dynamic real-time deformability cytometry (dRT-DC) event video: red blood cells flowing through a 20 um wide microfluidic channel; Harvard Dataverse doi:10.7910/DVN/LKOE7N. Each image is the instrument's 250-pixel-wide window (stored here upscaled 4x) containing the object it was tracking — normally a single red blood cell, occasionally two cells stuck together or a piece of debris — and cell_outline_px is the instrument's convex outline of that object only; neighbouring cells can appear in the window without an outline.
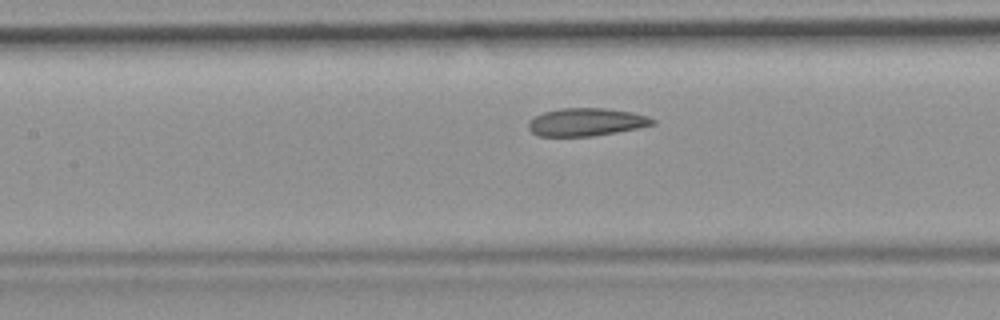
{"species": "common noctule bat (a hibernating species)", "species_latin": "Nyctalus noctula", "temperature_condition": "room temperature", "stored_images_in_passage": 7, "segment_of_instrument_passage": [2, 2], "camera_frame_rate_fps": 3000, "um_per_image_px": 0.085, "animal": {"sex": "female", "body_mass_g": 19.9}, "frame": {"image": 1, "passage_image": 7, "time_ms": 8.333, "image_size_px": [1000, 320], "cell_outline_px": [[656, 124], [640, 128], [592, 136], [536, 136], [528, 128], [528, 120], [544, 112], [560, 108], [604, 108], [632, 112], [648, 116], [656, 120]], "centroid_in_image_um": [49.84, 10.37], "position_along_channel_um": 157.6, "area_um2": 20.29}}